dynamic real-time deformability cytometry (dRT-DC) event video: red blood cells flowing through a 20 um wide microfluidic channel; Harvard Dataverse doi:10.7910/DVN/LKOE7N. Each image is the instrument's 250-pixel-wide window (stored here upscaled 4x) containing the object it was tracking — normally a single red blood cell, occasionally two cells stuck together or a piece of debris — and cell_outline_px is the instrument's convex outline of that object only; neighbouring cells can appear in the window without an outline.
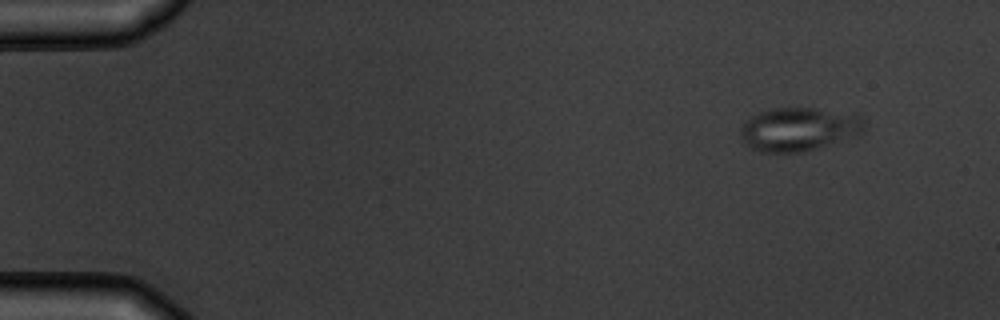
{"species": "common noctule bat (a hibernating species)", "species_latin": "Nyctalus noctula", "temperature_condition": "warm", "stored_images_in_passage": 4, "camera_frame_rate_fps": 3000, "um_per_image_px": 0.085, "animal": {"sex": "male", "body_mass_g": 19.5, "forearm_length_mm": 54.6}, "frame": {"image": 1, "passage_image": 1, "time_ms": 0.0, "image_size_px": [1000, 320], "cell_outline_px": [[864, 128], [860, 132], [800, 152], [760, 152], [744, 144], [740, 132], [744, 124], [752, 116], [760, 112], [772, 108], [816, 108], [860, 116], [864, 120]], "centroid_in_image_um": [67.8, 10.96], "position_along_channel_um": 17.2, "area_um2": 30.23}}